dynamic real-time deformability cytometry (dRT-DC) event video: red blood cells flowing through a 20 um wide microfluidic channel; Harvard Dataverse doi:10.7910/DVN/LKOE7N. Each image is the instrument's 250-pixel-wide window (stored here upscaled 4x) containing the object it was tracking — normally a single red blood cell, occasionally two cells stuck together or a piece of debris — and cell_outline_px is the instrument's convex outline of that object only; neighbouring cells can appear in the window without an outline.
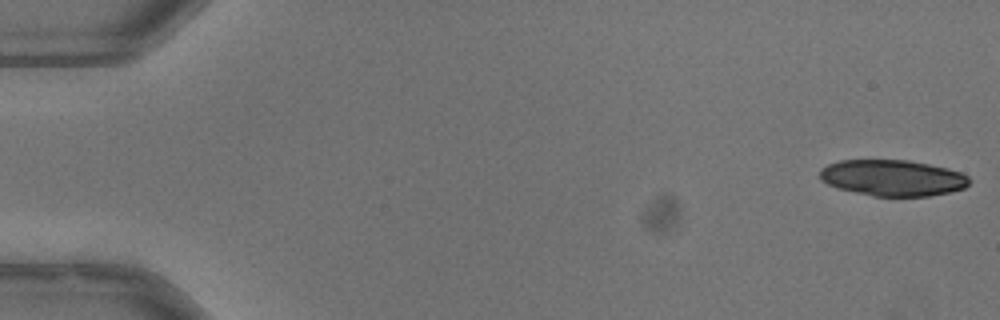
{"species": "common noctule bat (a hibernating species)", "species_latin": "Nyctalus noctula", "temperature_condition": "warm", "stored_images_in_passage": 32, "camera_frame_rate_fps": 3000, "um_per_image_px": 0.085, "animal": {"sex": "male", "body_mass_g": 13.3}, "frame": {"image": 1, "passage_image": 1, "time_ms": 0.0, "image_size_px": [1000, 320], "cell_outline_px": [[972, 180], [964, 188], [948, 192], [928, 196], [872, 196], [836, 188], [820, 180], [820, 168], [828, 164], [840, 160], [908, 160], [948, 168], [960, 172], [968, 176]], "centroid_in_image_um": [75.86, 15.12], "position_along_channel_um": 9.1, "area_um2": 31.56}}
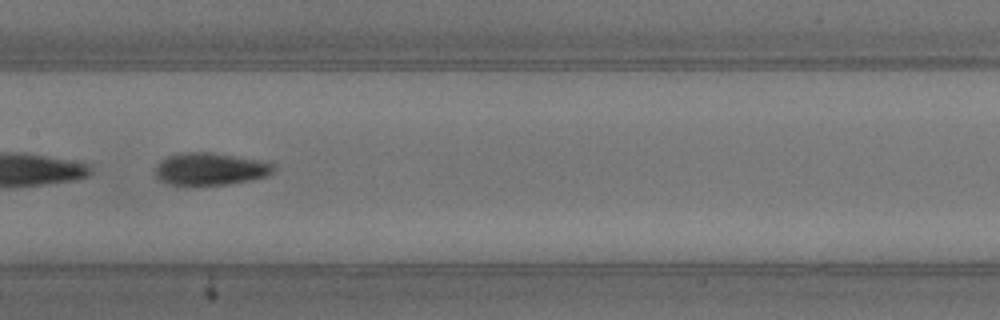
{"frame": {"image": 2, "passage_image": 27, "time_ms": 8.667, "image_size_px": [1000, 320], "cell_outline_px": [[276, 168], [268, 176], [228, 184], [168, 184], [160, 180], [156, 176], [156, 164], [160, 160], [168, 156], [180, 152], [212, 152], [272, 160], [276, 164]], "centroid_in_image_um": [17.97, 14.32], "position_along_channel_um": 189.4, "area_um2": 22.77}}